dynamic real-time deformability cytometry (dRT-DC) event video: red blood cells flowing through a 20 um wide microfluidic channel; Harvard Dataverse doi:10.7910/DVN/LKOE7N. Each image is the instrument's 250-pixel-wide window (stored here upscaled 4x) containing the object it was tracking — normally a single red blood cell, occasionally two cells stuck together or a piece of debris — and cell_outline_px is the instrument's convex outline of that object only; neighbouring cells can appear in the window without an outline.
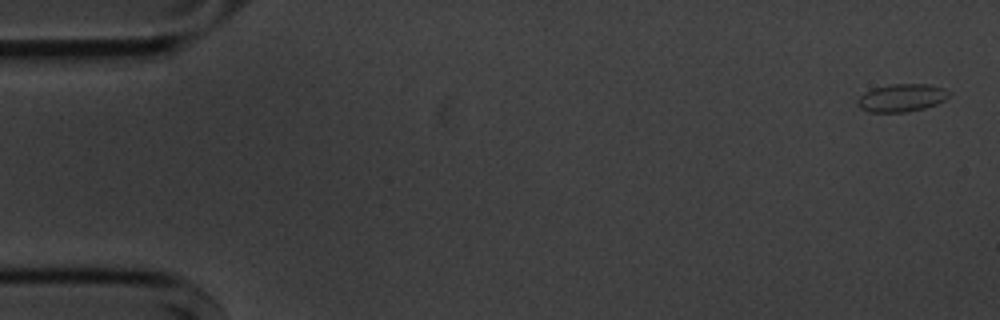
{"species": "common noctule bat (a hibernating species)", "species_latin": "Nyctalus noctula", "temperature_condition": "cold", "stored_images_in_passage": 4, "camera_frame_rate_fps": 3000, "um_per_image_px": 0.085, "animal": {"sex": "male", "body_mass_g": 20.1, "forearm_length_mm": 53.5}, "frame": {"image": 1, "passage_image": 1, "time_ms": 0.0, "image_size_px": [1000, 320], "cell_outline_px": [[952, 92], [944, 100], [936, 104], [924, 108], [904, 112], [872, 112], [860, 108], [860, 96], [864, 92], [872, 88], [892, 84], [928, 84], [944, 88]], "centroid_in_image_um": [76.68, 8.3], "position_along_channel_um": 8.3, "area_um2": 14.62}}
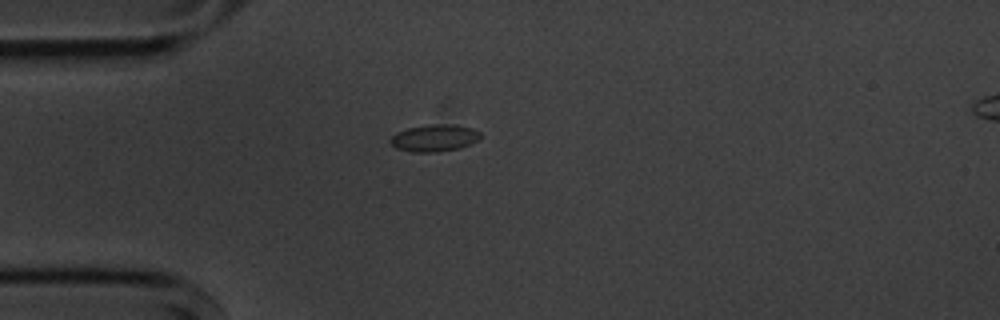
{"frame": {"image": 2, "passage_image": 4, "time_ms": 4.333, "image_size_px": [1000, 320], "cell_outline_px": [[480, 136], [476, 140], [460, 148], [436, 152], [412, 152], [396, 148], [388, 144], [388, 140], [396, 132], [408, 128], [428, 124], [456, 124], [472, 128], [480, 132]], "centroid_in_image_um": [36.86, 11.72], "position_along_channel_um": 48.1, "area_um2": 14.28}}